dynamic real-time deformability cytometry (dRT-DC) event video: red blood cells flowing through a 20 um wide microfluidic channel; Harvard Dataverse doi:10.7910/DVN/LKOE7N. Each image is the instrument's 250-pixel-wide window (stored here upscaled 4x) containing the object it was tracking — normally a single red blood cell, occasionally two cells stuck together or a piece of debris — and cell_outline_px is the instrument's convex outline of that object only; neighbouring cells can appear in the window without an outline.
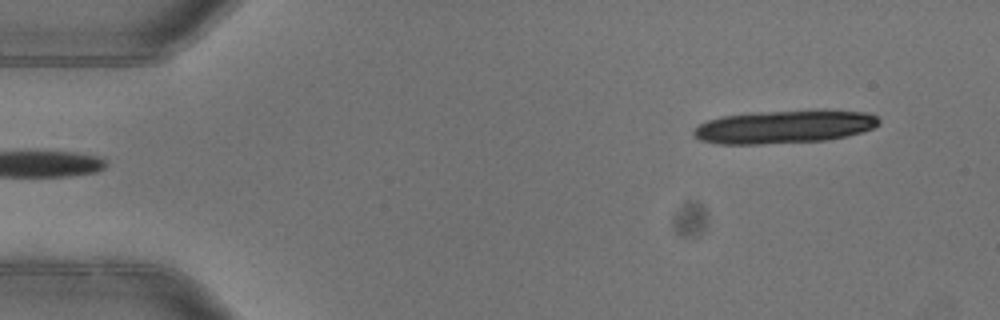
{"species": "common noctule bat (a hibernating species)", "species_latin": "Nyctalus noctula", "temperature_condition": "warm", "stored_images_in_passage": 4, "segment_of_instrument_passage": [2, 2], "camera_frame_rate_fps": 3000, "um_per_image_px": 0.085, "animal": {"sex": "female"}, "frame": {"image": 1, "passage_image": 4, "time_ms": 1.0, "image_size_px": [1000, 320], "cell_outline_px": [[880, 124], [872, 128], [860, 132], [844, 136], [824, 140], [760, 144], [716, 144], [700, 140], [692, 132], [700, 124], [708, 120], [720, 116], [752, 112], [816, 108], [824, 108], [864, 112], [876, 116], [880, 120]], "centroid_in_image_um": [66.68, 10.73], "position_along_channel_um": 18.3, "area_um2": 36.47}}